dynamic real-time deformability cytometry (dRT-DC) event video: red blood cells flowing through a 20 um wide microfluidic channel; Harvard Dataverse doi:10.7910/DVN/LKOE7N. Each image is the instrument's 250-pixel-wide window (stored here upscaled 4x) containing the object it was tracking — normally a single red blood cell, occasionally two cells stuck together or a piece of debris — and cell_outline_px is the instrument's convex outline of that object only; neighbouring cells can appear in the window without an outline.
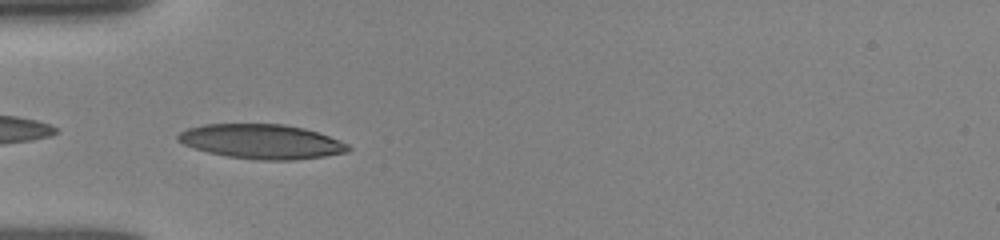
{"species": "human", "species_latin": "Homo sapiens", "temperature_condition": "room temperature", "stored_images_in_passage": 18, "camera_frame_rate_fps": 3000, "um_per_image_px": 0.085, "donor": {"sex": "female"}, "frame": {"image": 1, "passage_image": 13, "time_ms": 4.0, "image_size_px": [1000, 240], "cell_outline_px": [[352, 148], [348, 152], [324, 156], [296, 160], [256, 160], [228, 156], [208, 152], [184, 144], [176, 140], [176, 136], [180, 132], [188, 128], [204, 124], [284, 124], [304, 128], [340, 140], [348, 144]], "centroid_in_image_um": [22.25, 12.03], "position_along_channel_um": 62.8, "area_um2": 34.22}}
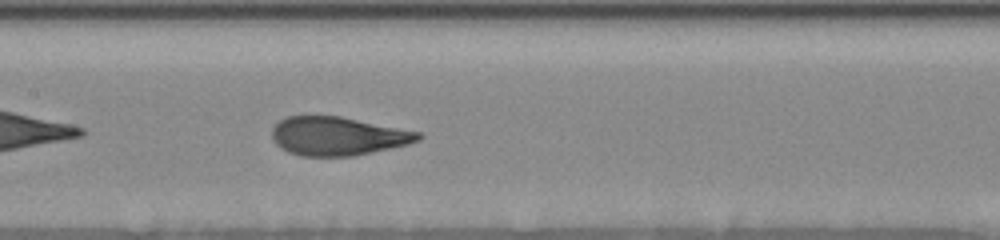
{"frame": {"image": 2, "passage_image": 18, "time_ms": 5.667, "image_size_px": [1000, 240], "cell_outline_px": [[424, 136], [420, 140], [408, 144], [372, 152], [352, 156], [300, 156], [288, 152], [280, 148], [272, 140], [272, 128], [280, 120], [288, 116], [340, 116], [420, 132]], "centroid_in_image_um": [28.7, 11.57], "position_along_channel_um": 178.7, "area_um2": 32.89}}